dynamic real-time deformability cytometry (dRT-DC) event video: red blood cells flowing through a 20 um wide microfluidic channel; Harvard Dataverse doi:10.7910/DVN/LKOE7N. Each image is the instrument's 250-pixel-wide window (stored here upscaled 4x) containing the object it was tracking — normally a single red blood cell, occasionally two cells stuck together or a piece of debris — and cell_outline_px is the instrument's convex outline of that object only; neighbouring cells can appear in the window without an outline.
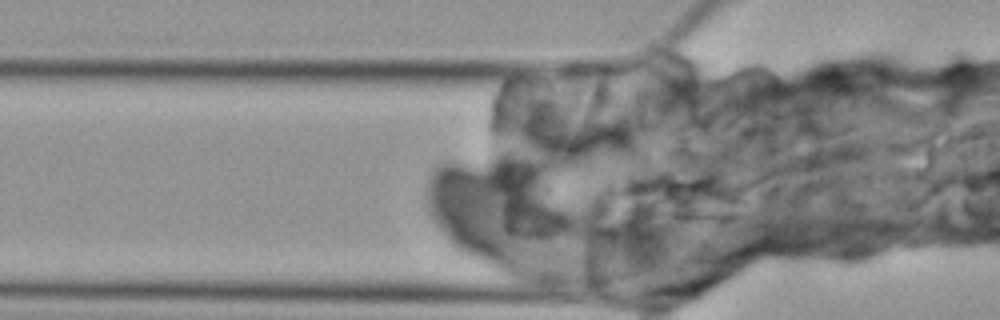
{"species": "Egyptian fruit bat (a non-hibernating species)", "species_latin": "Rousettus aegyptiacus", "temperature_condition": "cold", "stored_images_in_passage": 4, "camera_frame_rate_fps": 3000, "um_per_image_px": 0.085, "animal": {"sex": "female"}, "frame": {"image": 1, "passage_image": 4, "time_ms": 4.333, "image_size_px": [1000, 320], "cell_outline_px": [[744, 204], [736, 216], [728, 220], [672, 224], [668, 224], [624, 208], [600, 192], [604, 188], [616, 184], [664, 172], [668, 172], [712, 176], [732, 188], [744, 200]], "centroid_in_image_um": [57.6, 16.83], "position_along_channel_um": 68.2, "area_um2": 37.63}}